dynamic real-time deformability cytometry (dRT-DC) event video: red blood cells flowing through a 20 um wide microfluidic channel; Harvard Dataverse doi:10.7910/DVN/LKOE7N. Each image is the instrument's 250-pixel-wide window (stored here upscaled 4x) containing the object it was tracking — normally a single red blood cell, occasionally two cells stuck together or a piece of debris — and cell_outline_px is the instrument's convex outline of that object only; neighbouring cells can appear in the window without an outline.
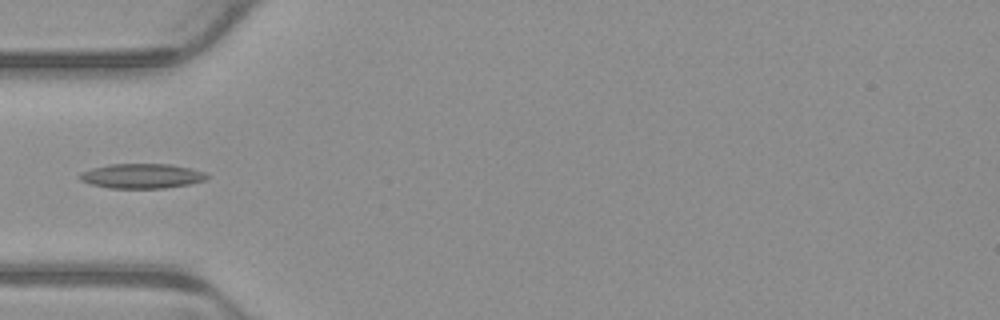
{"species": "common noctule bat (a hibernating species)", "species_latin": "Nyctalus noctula", "temperature_condition": "warm", "stored_images_in_passage": 5, "camera_frame_rate_fps": 3000, "um_per_image_px": 0.085, "animal": {"sex": "male", "body_mass_g": 23.1, "forearm_length_mm": 52.7}, "frame": {"image": 1, "passage_image": 5, "time_ms": 1.333, "image_size_px": [1000, 320], "cell_outline_px": [[208, 176], [204, 180], [188, 184], [164, 188], [108, 188], [92, 184], [80, 180], [80, 172], [92, 168], [108, 164], [172, 164], [192, 168], [204, 172]], "centroid_in_image_um": [12.04, 14.95], "position_along_channel_um": 73.0, "area_um2": 18.26}}